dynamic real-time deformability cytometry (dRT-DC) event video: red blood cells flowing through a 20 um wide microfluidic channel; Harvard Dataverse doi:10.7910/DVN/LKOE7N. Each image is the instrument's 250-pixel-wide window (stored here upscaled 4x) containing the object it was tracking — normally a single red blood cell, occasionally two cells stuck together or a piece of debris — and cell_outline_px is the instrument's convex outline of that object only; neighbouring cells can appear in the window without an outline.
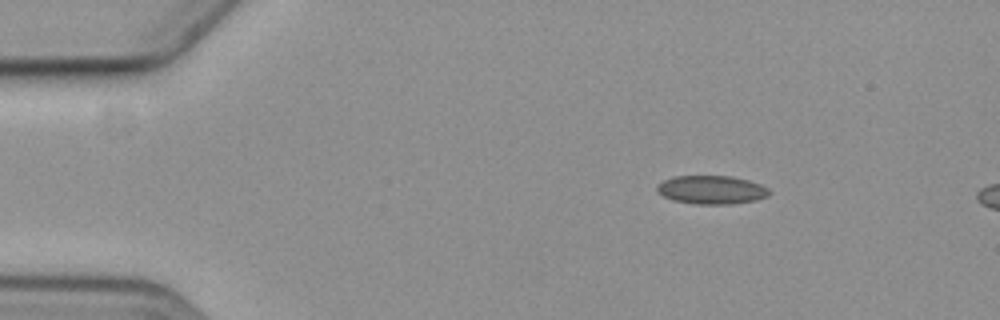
{"species": "common noctule bat (a hibernating species)", "species_latin": "Nyctalus noctula", "temperature_condition": "cold", "stored_images_in_passage": 6, "camera_frame_rate_fps": 3000, "um_per_image_px": 0.085, "animal": {"sex": "female", "body_mass_g": 19.3, "forearm_length_mm": 54.1}, "frame": {"image": 1, "passage_image": 6, "time_ms": 7.333, "image_size_px": [1000, 320], "cell_outline_px": [[772, 192], [768, 196], [756, 200], [732, 204], [696, 204], [672, 200], [664, 196], [656, 188], [664, 180], [676, 176], [732, 176], [748, 180], [760, 184], [768, 188]], "centroid_in_image_um": [60.53, 16.14], "position_along_channel_um": 24.5, "area_um2": 18.55}}